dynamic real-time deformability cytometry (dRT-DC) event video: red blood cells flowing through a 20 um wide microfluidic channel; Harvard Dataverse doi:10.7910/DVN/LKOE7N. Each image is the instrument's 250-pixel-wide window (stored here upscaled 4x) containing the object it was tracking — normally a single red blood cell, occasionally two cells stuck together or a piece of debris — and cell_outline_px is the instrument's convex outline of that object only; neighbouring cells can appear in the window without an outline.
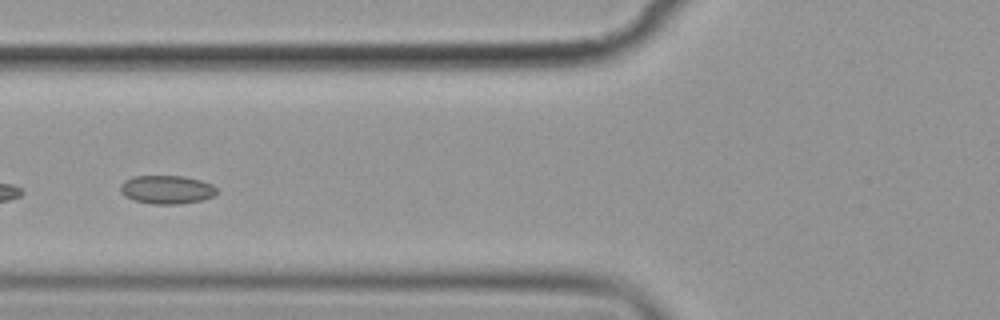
{"species": "common noctule bat (a hibernating species)", "species_latin": "Nyctalus noctula", "temperature_condition": "cold", "stored_images_in_passage": 6, "camera_frame_rate_fps": 3000, "um_per_image_px": 0.085, "animal": {"sex": "female", "body_mass_g": 19.9}, "frame": {"image": 1, "passage_image": 5, "time_ms": 4.667, "image_size_px": [1000, 320], "cell_outline_px": [[216, 192], [212, 196], [200, 200], [180, 204], [152, 204], [136, 200], [124, 196], [120, 192], [120, 184], [124, 180], [132, 176], [184, 176], [200, 180], [212, 184], [216, 188]], "centroid_in_image_um": [14.13, 16.1], "position_along_channel_um": 111.7, "area_um2": 15.95}}
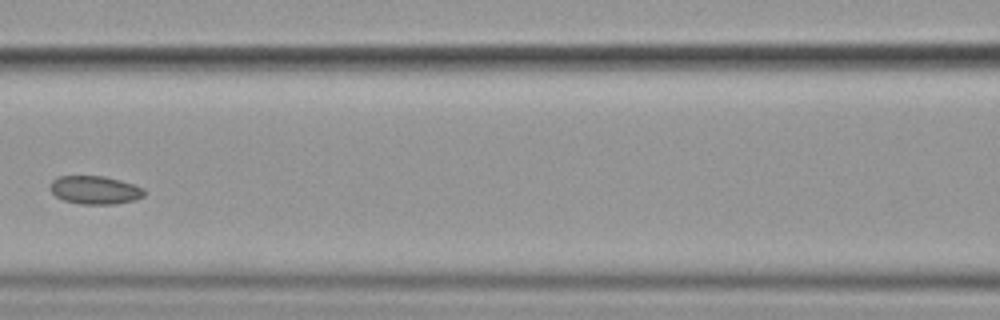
{"frame": {"image": 2, "passage_image": 6, "time_ms": 6.0, "image_size_px": [1000, 320], "cell_outline_px": [[144, 196], [136, 200], [116, 204], [80, 204], [64, 200], [56, 196], [48, 188], [52, 180], [60, 176], [104, 176], [120, 180], [144, 188]], "centroid_in_image_um": [8.07, 16.15], "position_along_channel_um": 158.5, "area_um2": 15.55}}